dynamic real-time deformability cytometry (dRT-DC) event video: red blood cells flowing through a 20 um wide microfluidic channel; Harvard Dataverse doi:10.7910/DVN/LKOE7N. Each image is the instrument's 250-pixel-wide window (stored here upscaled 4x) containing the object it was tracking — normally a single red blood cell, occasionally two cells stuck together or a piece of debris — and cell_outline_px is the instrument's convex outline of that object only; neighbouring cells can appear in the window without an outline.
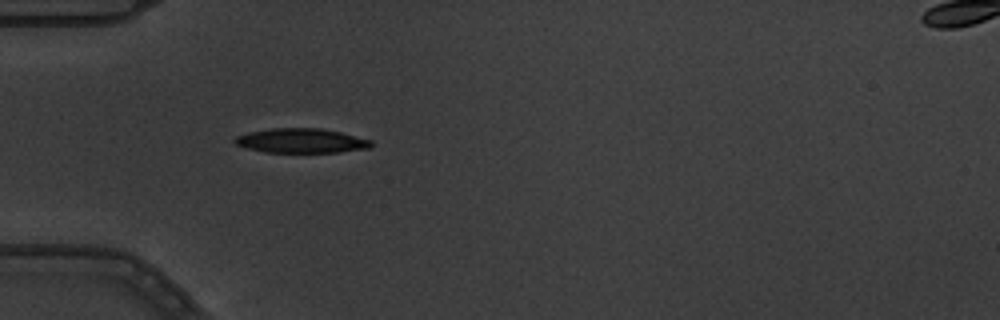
{"species": "common noctule bat (a hibernating species)", "species_latin": "Nyctalus noctula", "temperature_condition": "warm", "stored_images_in_passage": 3, "camera_frame_rate_fps": 3000, "um_per_image_px": 0.085, "animal": {"sex": "male", "body_mass_g": 19.5, "forearm_length_mm": 54.6}, "frame": {"image": 1, "passage_image": 3, "time_ms": 0.667, "image_size_px": [1000, 320], "cell_outline_px": [[372, 144], [368, 148], [340, 152], [264, 152], [248, 148], [236, 144], [232, 140], [236, 136], [248, 132], [272, 128], [320, 128], [340, 132], [372, 140]], "centroid_in_image_um": [25.59, 11.96], "position_along_channel_um": 59.4, "area_um2": 19.36}}